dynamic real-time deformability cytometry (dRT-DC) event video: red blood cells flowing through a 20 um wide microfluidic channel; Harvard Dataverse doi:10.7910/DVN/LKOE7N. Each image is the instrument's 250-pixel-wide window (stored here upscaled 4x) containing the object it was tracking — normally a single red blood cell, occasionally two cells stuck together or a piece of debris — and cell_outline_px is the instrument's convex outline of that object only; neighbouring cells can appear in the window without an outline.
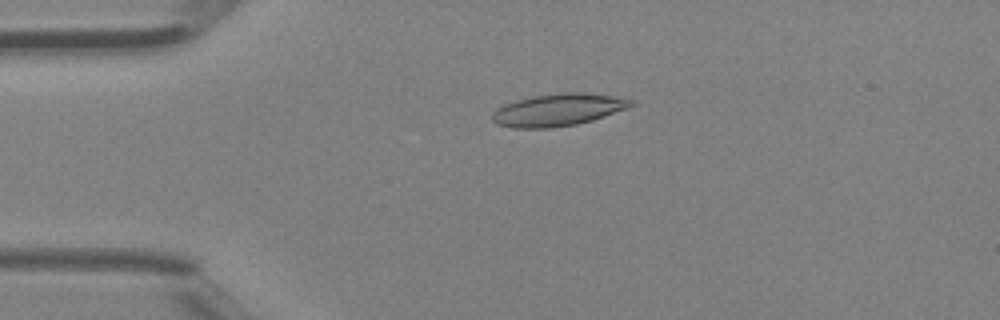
{"species": "Egyptian fruit bat (a non-hibernating species)", "species_latin": "Rousettus aegyptiacus", "temperature_condition": "room temperature", "stored_images_in_passage": 3, "camera_frame_rate_fps": 3000, "um_per_image_px": 0.085, "animal": {"sex": "female"}, "frame": {"image": 1, "passage_image": 3, "time_ms": 0.667, "image_size_px": [1000, 320], "cell_outline_px": [[636, 104], [628, 108], [592, 120], [576, 124], [552, 128], [512, 128], [496, 124], [492, 120], [492, 112], [496, 108], [504, 104], [516, 100], [532, 96], [564, 92], [584, 92], [616, 96], [632, 100]], "centroid_in_image_um": [47.42, 9.33], "position_along_channel_um": 37.6, "area_um2": 26.3}}